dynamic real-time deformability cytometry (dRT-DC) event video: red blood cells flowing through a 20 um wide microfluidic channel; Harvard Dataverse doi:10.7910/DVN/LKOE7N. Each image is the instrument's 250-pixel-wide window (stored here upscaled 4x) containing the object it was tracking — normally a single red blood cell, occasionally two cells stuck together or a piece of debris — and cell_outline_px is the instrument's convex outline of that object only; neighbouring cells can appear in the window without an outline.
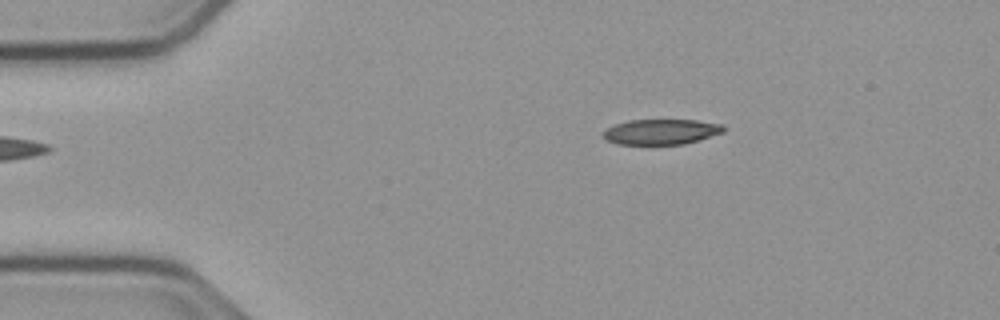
{"species": "common noctule bat (a hibernating species)", "species_latin": "Nyctalus noctula", "temperature_condition": "cold", "stored_images_in_passage": 46, "camera_frame_rate_fps": 3000, "um_per_image_px": 0.085, "animal": {"sex": "male", "body_mass_g": 23.1, "forearm_length_mm": 52.7}, "frame": {"image": 1, "passage_image": 1, "time_ms": 0.0, "image_size_px": [1000, 320], "cell_outline_px": [[724, 132], [700, 140], [684, 144], [616, 144], [608, 140], [604, 136], [604, 132], [608, 128], [616, 124], [628, 120], [696, 120], [724, 124]], "centroid_in_image_um": [56.26, 11.2], "position_along_channel_um": 28.7, "area_um2": 17.69}}
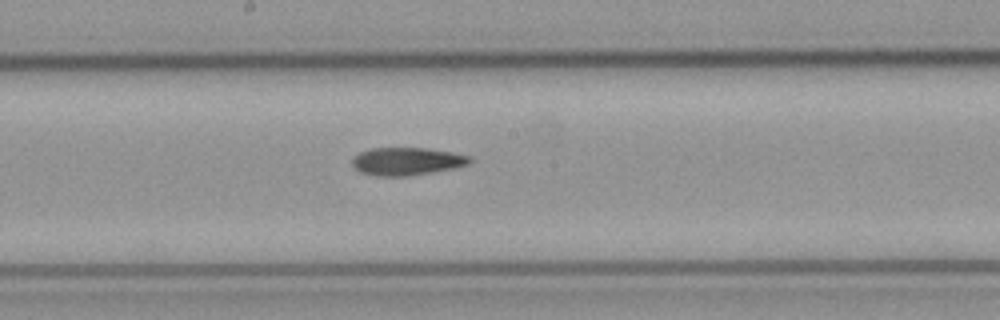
{"frame": {"image": 2, "passage_image": 20, "time_ms": 6.333, "image_size_px": [1000, 320], "cell_outline_px": [[472, 160], [468, 164], [452, 168], [408, 176], [376, 176], [360, 172], [352, 164], [352, 156], [360, 152], [372, 148], [424, 148], [452, 152], [468, 156]], "centroid_in_image_um": [34.52, 13.71], "position_along_channel_um": 213.7, "area_um2": 18.84}}
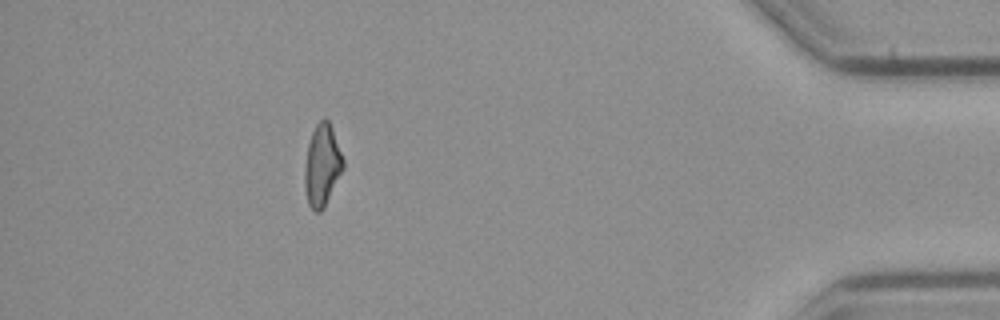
{"frame": {"image": 3, "passage_image": 40, "time_ms": 13.0, "image_size_px": [1000, 320], "cell_outline_px": [[344, 168], [324, 208], [320, 212], [316, 212], [308, 204], [304, 188], [304, 168], [308, 144], [312, 132], [316, 124], [324, 116], [328, 120], [332, 128], [344, 160]], "centroid_in_image_um": [27.37, 14.06], "position_along_channel_um": 407.8, "area_um2": 18.44}, "authors_computed_cell_mechanics": {"area_um2": 19.1029, "velocity_mm_per_s": 3.7653, "shape_relaxation_time_tau1_ms": null, "shape_relaxation_time_tau2_ms": 9.3596, "deformation_change_tau1": null, "deformation_change_tau2": 0.2203}}